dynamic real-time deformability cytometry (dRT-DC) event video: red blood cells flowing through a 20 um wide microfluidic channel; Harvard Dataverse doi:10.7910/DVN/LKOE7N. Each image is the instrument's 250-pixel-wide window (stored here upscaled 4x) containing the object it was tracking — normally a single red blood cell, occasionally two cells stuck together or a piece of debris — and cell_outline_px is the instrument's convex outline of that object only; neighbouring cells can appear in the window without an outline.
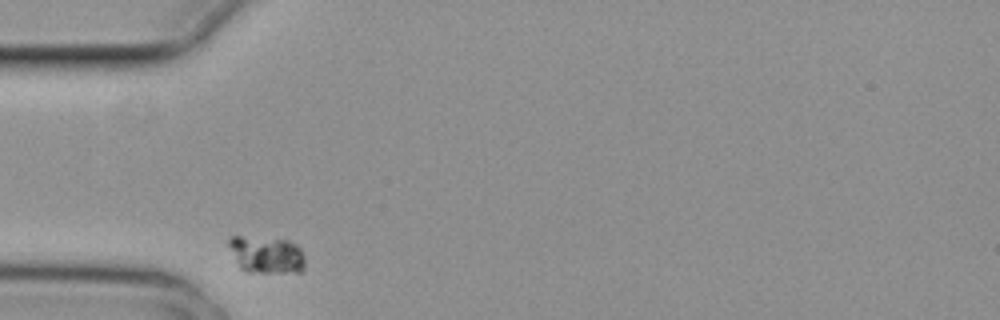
{"species": "common noctule bat (a hibernating species)", "species_latin": "Nyctalus noctula", "temperature_condition": "cold", "stored_images_in_passage": 3, "camera_frame_rate_fps": 3000, "um_per_image_px": 0.085, "animal": {"sex": "female", "body_mass_g": 29.2, "forearm_length_mm": 56.3}, "frame": {"image": 1, "passage_image": 1, "time_ms": 0.0, "image_size_px": [1000, 320], "cell_outline_px": [[304, 268], [300, 272], [244, 272], [240, 268], [228, 244], [228, 236], [240, 236], [288, 240], [296, 244], [300, 248], [304, 256]], "centroid_in_image_um": [22.64, 21.65], "position_along_channel_um": 62.4, "area_um2": 16.47}}
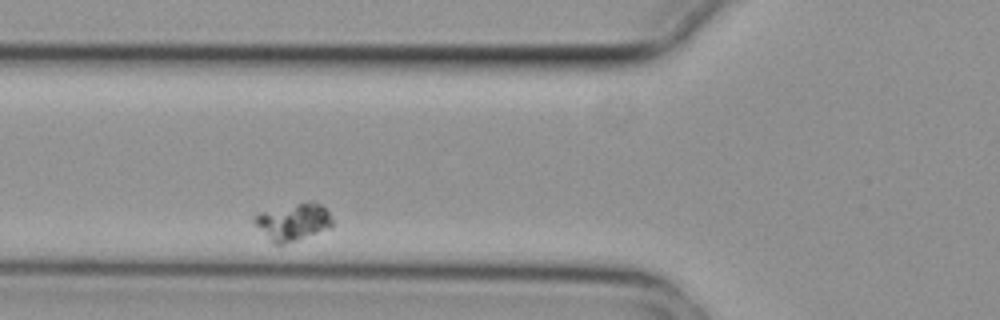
{"frame": {"image": 2, "passage_image": 2, "time_ms": 0.333, "image_size_px": [1000, 320], "cell_outline_px": [[332, 224], [328, 228], [296, 240], [284, 244], [272, 244], [252, 220], [252, 216], [260, 212], [312, 200], [320, 204], [332, 216]], "centroid_in_image_um": [24.89, 18.85], "position_along_channel_um": 100.9, "area_um2": 16.65}}
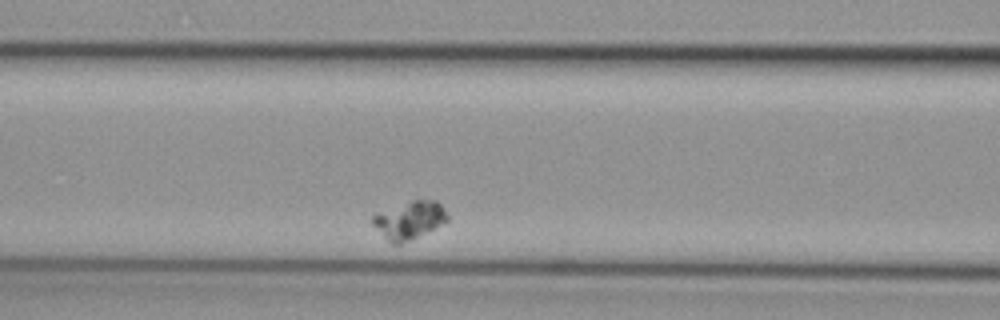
{"frame": {"image": 3, "passage_image": 3, "time_ms": 0.667, "image_size_px": [1000, 320], "cell_outline_px": [[448, 220], [400, 244], [392, 244], [368, 220], [376, 212], [412, 200], [436, 200], [444, 208], [448, 216]], "centroid_in_image_um": [34.74, 18.68], "position_along_channel_um": 131.9, "area_um2": 16.13}}